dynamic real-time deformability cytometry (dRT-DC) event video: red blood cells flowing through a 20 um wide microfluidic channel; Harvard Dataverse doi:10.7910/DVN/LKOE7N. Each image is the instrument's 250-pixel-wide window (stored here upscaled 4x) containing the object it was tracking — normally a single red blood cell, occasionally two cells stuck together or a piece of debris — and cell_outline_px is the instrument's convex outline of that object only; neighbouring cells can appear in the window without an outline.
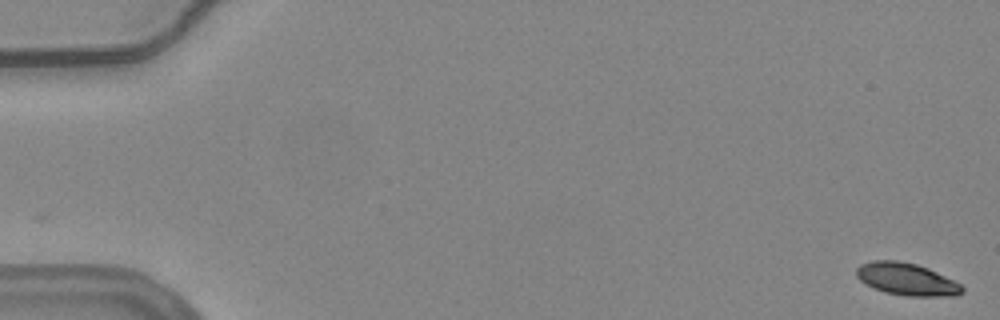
{"species": "common noctule bat (a hibernating species)", "species_latin": "Nyctalus noctula", "temperature_condition": "warm", "stored_images_in_passage": 56, "camera_frame_rate_fps": 3000, "um_per_image_px": 0.085, "animal": {"sex": "female", "body_mass_g": 24.6, "forearm_length_mm": 56.2}, "frame": {"image": 1, "passage_image": 1, "time_ms": 0.0, "image_size_px": [1000, 320], "cell_outline_px": [[964, 292], [956, 296], [908, 296], [884, 292], [872, 288], [860, 280], [856, 276], [856, 268], [860, 264], [872, 260], [896, 260], [916, 264], [928, 268], [960, 284], [964, 288]], "centroid_in_image_um": [77.04, 23.73], "position_along_channel_um": 8.0, "area_um2": 19.94}}
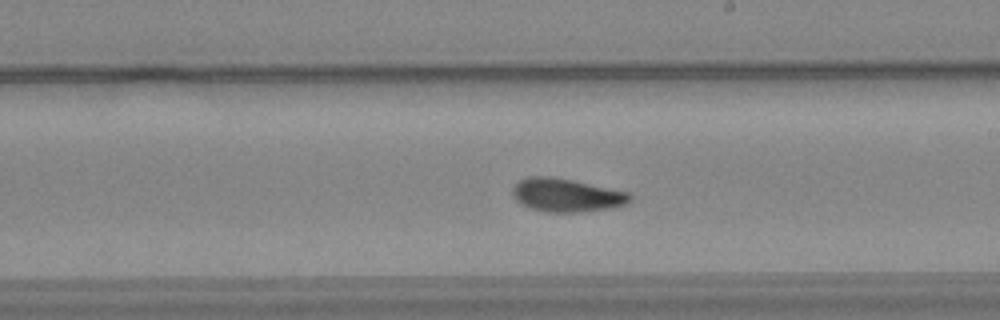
{"frame": {"image": 2, "passage_image": 33, "time_ms": 10.667, "image_size_px": [1000, 320], "cell_outline_px": [[632, 200], [624, 204], [612, 208], [576, 212], [544, 212], [532, 208], [516, 200], [512, 196], [512, 188], [520, 180], [528, 176], [552, 176], [632, 192]], "centroid_in_image_um": [48.18, 16.58], "position_along_channel_um": 240.8, "area_um2": 22.89}}
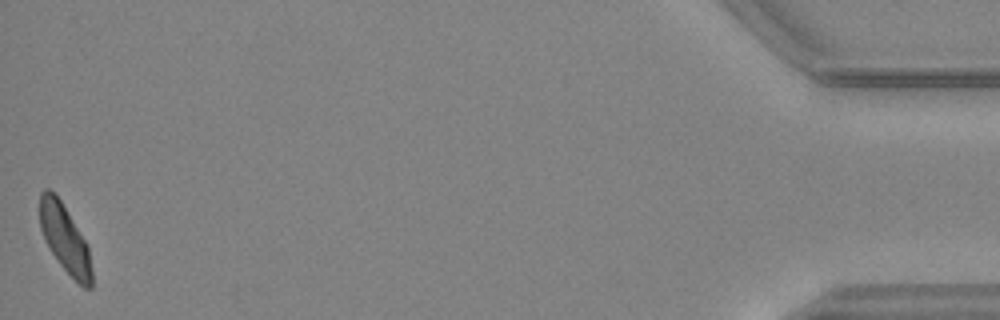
{"frame": {"image": 3, "passage_image": 56, "time_ms": 18.333, "image_size_px": [1000, 320], "cell_outline_px": [[92, 288], [84, 288], [60, 264], [44, 240], [40, 228], [40, 192], [44, 188], [48, 188], [60, 200], [88, 244], [92, 268]], "centroid_in_image_um": [5.52, 20.29], "position_along_channel_um": 429.7, "area_um2": 20.35}, "authors_computed_cell_mechanics": {"area_um2": 21.4727, "velocity_mm_per_s": 3.7116, "shape_relaxation_time_tau1_ms": 5.2011, "shape_relaxation_time_tau2_ms": 2.2308, "deformation_change_tau1": 0.1509, "deformation_change_tau2": 0.0695}}